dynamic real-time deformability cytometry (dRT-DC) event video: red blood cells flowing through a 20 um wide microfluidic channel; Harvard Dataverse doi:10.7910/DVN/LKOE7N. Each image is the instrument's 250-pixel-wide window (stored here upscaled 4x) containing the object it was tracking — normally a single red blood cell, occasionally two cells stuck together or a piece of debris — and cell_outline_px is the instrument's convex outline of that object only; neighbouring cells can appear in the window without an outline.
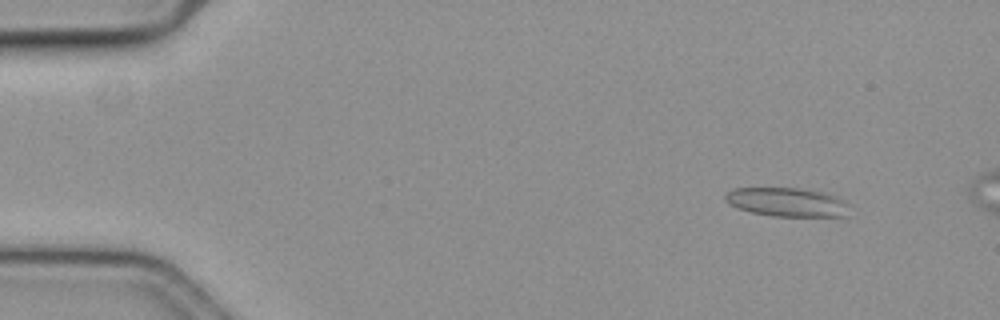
{"species": "common noctule bat (a hibernating species)", "species_latin": "Nyctalus noctula", "temperature_condition": "cold", "stored_images_in_passage": 16, "camera_frame_rate_fps": 3000, "um_per_image_px": 0.085, "animal": {"sex": "female", "body_mass_g": 19.3, "forearm_length_mm": 54.1}, "frame": {"image": 1, "passage_image": 7, "time_ms": 2.0, "image_size_px": [1000, 320], "cell_outline_px": [[848, 204], [844, 216], [772, 216], [752, 212], [740, 208], [724, 200], [724, 196], [732, 188], [800, 188], [824, 192], [836, 196]], "centroid_in_image_um": [66.88, 17.17], "position_along_channel_um": 18.1, "area_um2": 20.58}}